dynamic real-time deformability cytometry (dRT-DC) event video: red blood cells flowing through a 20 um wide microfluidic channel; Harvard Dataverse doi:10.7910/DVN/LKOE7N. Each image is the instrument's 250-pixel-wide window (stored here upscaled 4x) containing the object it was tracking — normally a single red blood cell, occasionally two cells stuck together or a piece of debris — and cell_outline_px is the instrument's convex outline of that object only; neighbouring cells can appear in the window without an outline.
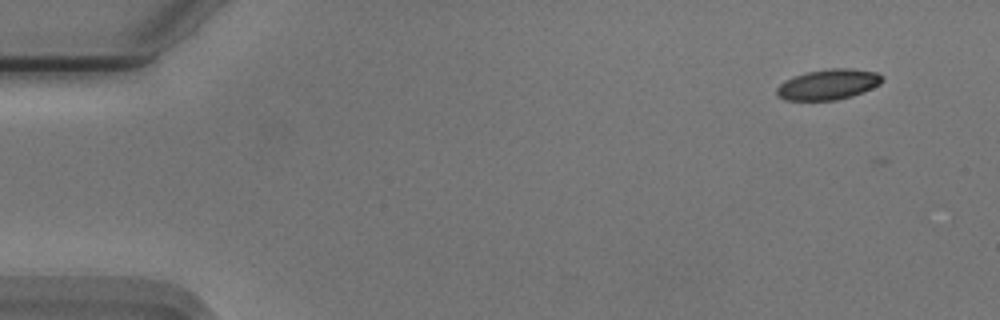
{"species": "Egyptian fruit bat (a non-hibernating species)", "species_latin": "Rousettus aegyptiacus", "temperature_condition": "cold", "stored_images_in_passage": 45, "camera_frame_rate_fps": 3000, "um_per_image_px": 0.085, "animal": {"sex": "male"}, "frame": {"image": 1, "passage_image": 1, "time_ms": 0.0, "image_size_px": [1000, 320], "cell_outline_px": [[884, 80], [880, 84], [864, 92], [852, 96], [836, 100], [784, 100], [776, 96], [776, 88], [784, 80], [808, 72], [832, 68], [852, 68], [876, 72], [884, 76]], "centroid_in_image_um": [70.42, 7.18], "position_along_channel_um": 14.6, "area_um2": 18.84}}
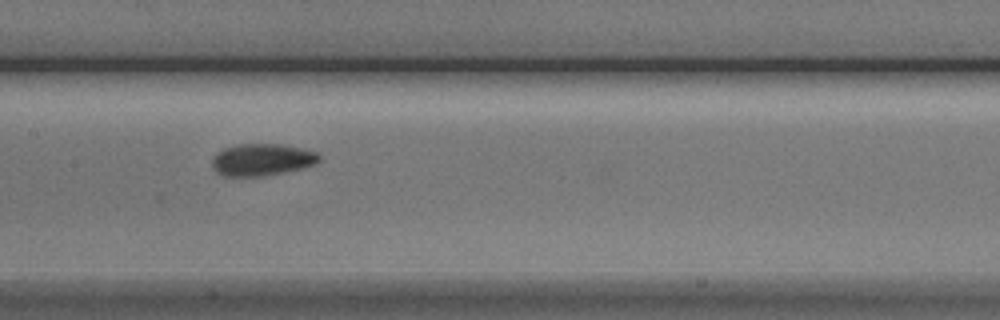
{"frame": {"image": 2, "passage_image": 24, "time_ms": 7.667, "image_size_px": [1000, 320], "cell_outline_px": [[320, 160], [316, 164], [304, 168], [264, 176], [224, 176], [216, 172], [212, 168], [212, 156], [216, 152], [224, 148], [236, 144], [280, 144], [300, 148], [316, 152], [320, 156]], "centroid_in_image_um": [22.24, 13.57], "position_along_channel_um": 185.2, "area_um2": 20.17}}
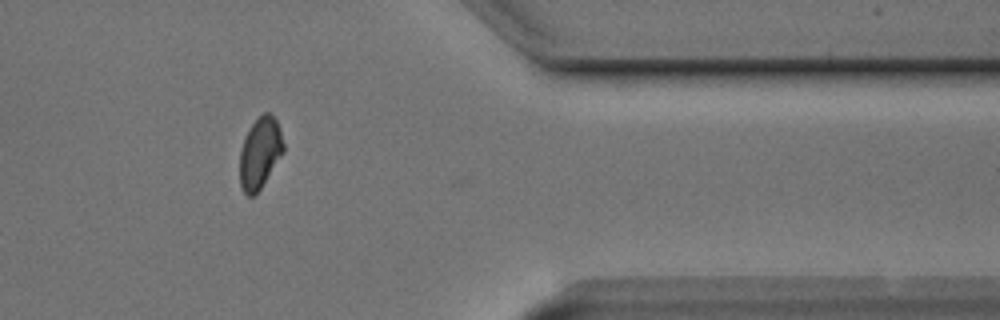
{"frame": {"image": 3, "passage_image": 42, "time_ms": 13.667, "image_size_px": [1000, 320], "cell_outline_px": [[284, 152], [260, 188], [252, 196], [248, 196], [244, 192], [240, 184], [240, 152], [244, 140], [252, 124], [264, 112], [268, 112], [276, 120], [284, 144]], "centroid_in_image_um": [22.1, 13.01], "position_along_channel_um": 389.3, "area_um2": 17.63}, "authors_computed_cell_mechanics": {"area_um2": 19.363, "velocity_mm_per_s": 3.7292, "shape_relaxation_time_tau1_ms": 2.2245, "shape_relaxation_time_tau2_ms": 3.7747, "deformation_change_tau1": 0.0952, "deformation_change_tau2": 0.0582}}